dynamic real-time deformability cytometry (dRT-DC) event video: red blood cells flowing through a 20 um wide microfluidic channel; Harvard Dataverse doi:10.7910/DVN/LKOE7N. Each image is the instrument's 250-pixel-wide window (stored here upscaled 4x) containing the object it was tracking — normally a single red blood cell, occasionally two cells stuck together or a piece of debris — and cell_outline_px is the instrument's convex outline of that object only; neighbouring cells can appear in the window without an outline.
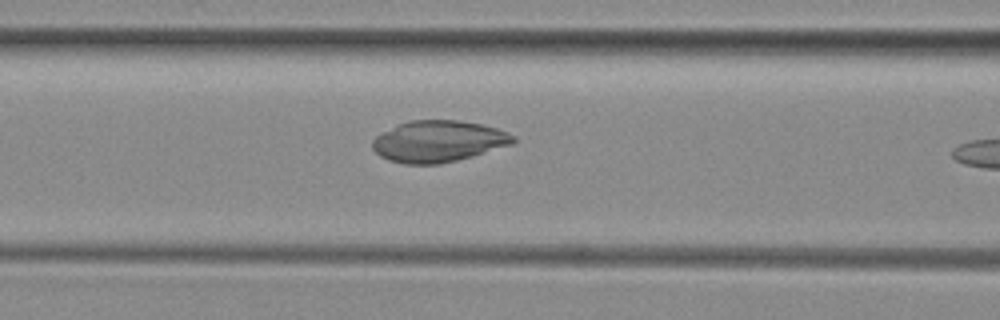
{"species": "common noctule bat (a hibernating species)", "species_latin": "Nyctalus noctula", "temperature_condition": "room temperature", "stored_images_in_passage": 19, "segment_of_instrument_passage": [2, 2], "camera_frame_rate_fps": 3000, "um_per_image_px": 0.085, "animal": {"sex": "female", "body_mass_g": 29.2, "forearm_length_mm": 56.3}, "frame": {"image": 1, "passage_image": 19, "time_ms": 6.0, "image_size_px": [1000, 320], "cell_outline_px": [[516, 140], [512, 144], [472, 156], [440, 164], [404, 164], [388, 160], [380, 156], [372, 148], [372, 140], [376, 136], [408, 120], [456, 120], [480, 124], [496, 128], [508, 132], [516, 136]], "centroid_in_image_um": [37.26, 12.02], "position_along_channel_um": 129.3, "area_um2": 33.81}}